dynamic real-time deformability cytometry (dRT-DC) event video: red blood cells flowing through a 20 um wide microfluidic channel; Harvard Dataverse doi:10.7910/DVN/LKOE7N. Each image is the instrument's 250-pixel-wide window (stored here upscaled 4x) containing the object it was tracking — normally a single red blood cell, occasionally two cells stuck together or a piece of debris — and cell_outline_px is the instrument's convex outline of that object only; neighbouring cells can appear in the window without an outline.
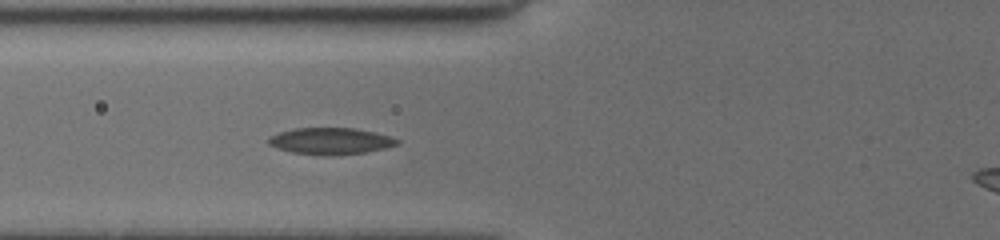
{"species": "common noctule bat (a hibernating species)", "species_latin": "Nyctalus noctula", "temperature_condition": "cold", "stored_images_in_passage": 12, "camera_frame_rate_fps": 3000, "um_per_image_px": 0.085, "animal": {"sex": "female", "body_mass_g": 19.5, "forearm_length_mm": 54.1}, "frame": {"image": 1, "passage_image": 5, "time_ms": 3.667, "image_size_px": [1000, 240], "cell_outline_px": [[400, 144], [384, 148], [364, 152], [332, 156], [320, 156], [292, 152], [276, 148], [268, 144], [268, 136], [292, 128], [352, 128], [392, 136], [400, 140]], "centroid_in_image_um": [28.07, 12.0], "position_along_channel_um": 97.7, "area_um2": 20.11}}
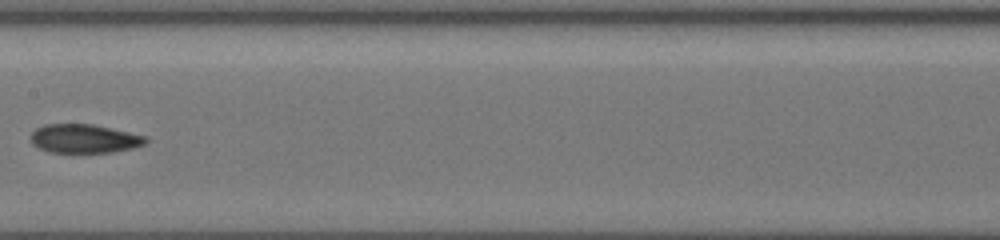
{"frame": {"image": 2, "passage_image": 8, "time_ms": 6.333, "image_size_px": [1000, 240], "cell_outline_px": [[148, 140], [144, 144], [132, 148], [112, 152], [48, 152], [32, 144], [28, 140], [28, 136], [36, 128], [44, 124], [92, 124], [148, 136]], "centroid_in_image_um": [7.12, 11.78], "position_along_channel_um": 200.3, "area_um2": 19.42}}
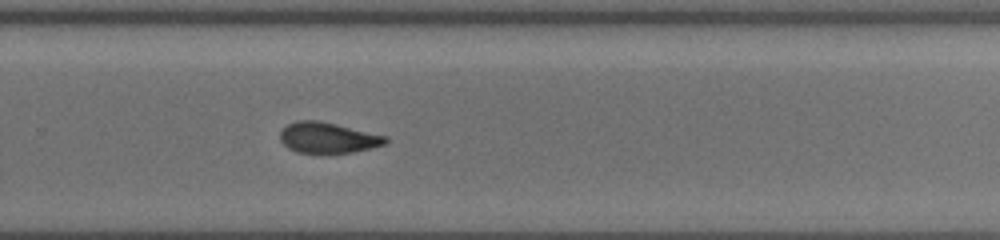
{"frame": {"image": 3, "passage_image": 11, "time_ms": 9.0, "image_size_px": [1000, 240], "cell_outline_px": [[388, 140], [384, 144], [352, 152], [296, 152], [288, 148], [280, 140], [280, 132], [288, 124], [300, 120], [316, 120], [336, 124], [388, 136]], "centroid_in_image_um": [27.86, 11.69], "position_along_channel_um": 301.9, "area_um2": 18.5}}